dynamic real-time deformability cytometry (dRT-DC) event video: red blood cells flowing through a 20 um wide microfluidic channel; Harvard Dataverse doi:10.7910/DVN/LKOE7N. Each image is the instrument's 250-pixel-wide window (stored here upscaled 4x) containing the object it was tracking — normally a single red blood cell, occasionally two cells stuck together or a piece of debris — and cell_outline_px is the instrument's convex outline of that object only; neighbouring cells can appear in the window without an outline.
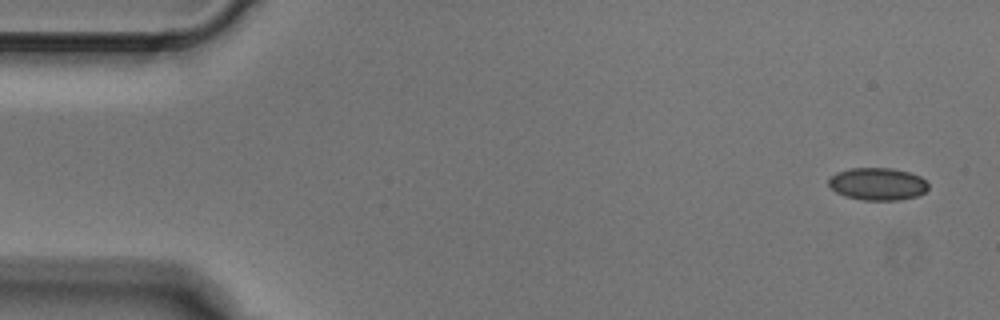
{"species": "Egyptian fruit bat (a non-hibernating species)", "species_latin": "Rousettus aegyptiacus", "temperature_condition": "cold", "stored_images_in_passage": 4, "camera_frame_rate_fps": 3000, "um_per_image_px": 0.085, "animal": {"sex": "male"}, "frame": {"image": 1, "passage_image": 1, "time_ms": 0.0, "image_size_px": [1000, 320], "cell_outline_px": [[928, 188], [924, 192], [916, 196], [896, 200], [864, 200], [844, 196], [836, 192], [828, 184], [828, 180], [836, 172], [848, 168], [892, 168], [908, 172], [920, 176], [928, 184]], "centroid_in_image_um": [74.57, 15.63], "position_along_channel_um": 10.4, "area_um2": 18.79}}
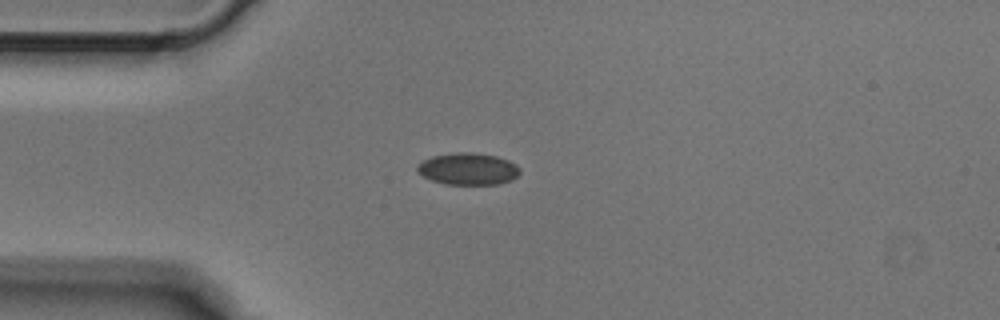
{"frame": {"image": 2, "passage_image": 4, "time_ms": 1.0, "image_size_px": [1000, 320], "cell_outline_px": [[520, 172], [512, 180], [500, 184], [444, 184], [432, 180], [416, 172], [416, 168], [424, 160], [432, 156], [456, 152], [472, 152], [496, 156], [508, 160], [516, 164], [520, 168]], "centroid_in_image_um": [39.8, 14.35], "position_along_channel_um": 45.2, "area_um2": 19.07}}